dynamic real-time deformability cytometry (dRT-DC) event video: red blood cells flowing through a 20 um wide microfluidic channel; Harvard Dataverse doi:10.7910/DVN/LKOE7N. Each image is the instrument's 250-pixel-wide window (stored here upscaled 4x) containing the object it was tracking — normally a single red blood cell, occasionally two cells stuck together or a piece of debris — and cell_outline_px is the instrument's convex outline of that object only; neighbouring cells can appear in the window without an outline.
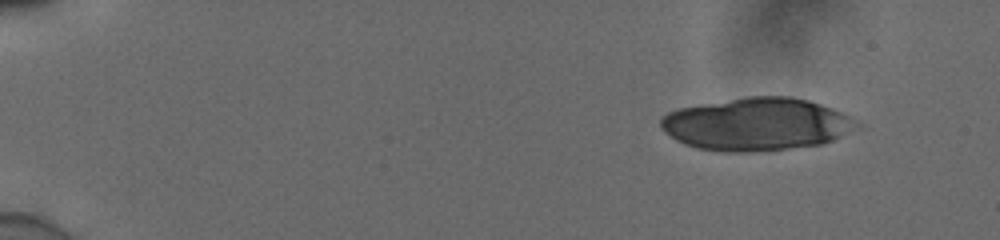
{"species": "human", "species_latin": "Homo sapiens", "temperature_condition": "cold", "stored_images_in_passage": 19, "camera_frame_rate_fps": 3000, "um_per_image_px": 0.085, "donor": {"sex": "male"}, "frame": {"image": 1, "passage_image": 1, "time_ms": 0.0, "image_size_px": [1000, 240], "cell_outline_px": [[852, 120], [840, 136], [832, 140], [820, 144], [788, 148], [752, 152], [720, 152], [700, 148], [684, 144], [676, 140], [660, 128], [660, 120], [668, 112], [680, 108], [748, 96], [792, 96], [808, 100], [832, 108], [848, 116]], "centroid_in_image_um": [64.17, 10.55], "position_along_channel_um": 20.8, "area_um2": 58.96}}
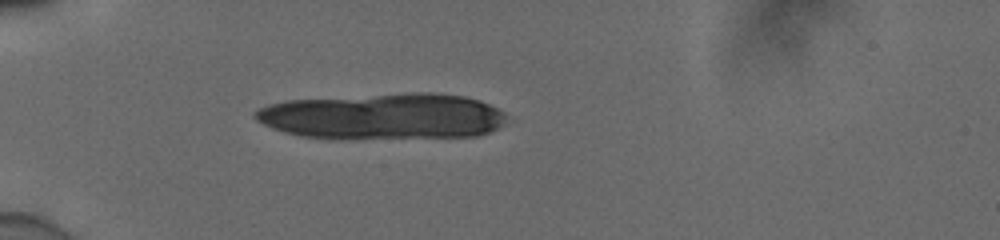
{"frame": {"image": 2, "passage_image": 12, "time_ms": 3.667, "image_size_px": [1000, 240], "cell_outline_px": [[504, 120], [496, 128], [488, 132], [476, 136], [340, 140], [300, 136], [264, 124], [256, 120], [252, 116], [252, 112], [268, 104], [288, 100], [404, 92], [436, 92], [464, 96], [480, 100], [504, 112]], "centroid_in_image_um": [32.53, 9.89], "position_along_channel_um": 52.5, "area_um2": 68.38}}